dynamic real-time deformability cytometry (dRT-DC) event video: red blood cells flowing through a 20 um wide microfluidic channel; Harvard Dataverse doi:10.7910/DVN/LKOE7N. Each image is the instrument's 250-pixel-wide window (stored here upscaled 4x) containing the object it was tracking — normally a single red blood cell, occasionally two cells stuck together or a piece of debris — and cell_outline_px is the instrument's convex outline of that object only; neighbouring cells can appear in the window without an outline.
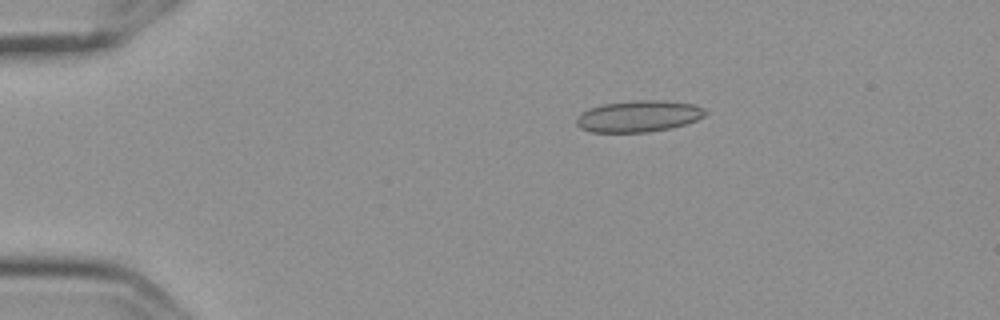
{"species": "Egyptian fruit bat (a non-hibernating species)", "species_latin": "Rousettus aegyptiacus", "temperature_condition": "cold", "stored_images_in_passage": 5, "camera_frame_rate_fps": 3000, "um_per_image_px": 0.085, "frame": {"image": 1, "passage_image": 2, "time_ms": 0.333, "image_size_px": [1000, 320], "cell_outline_px": [[708, 112], [704, 116], [696, 120], [672, 128], [648, 132], [592, 132], [580, 128], [576, 124], [576, 120], [580, 112], [588, 108], [604, 104], [636, 100], [660, 100], [692, 104], [704, 108]], "centroid_in_image_um": [54.26, 9.88], "position_along_channel_um": 30.7, "area_um2": 23.64}}
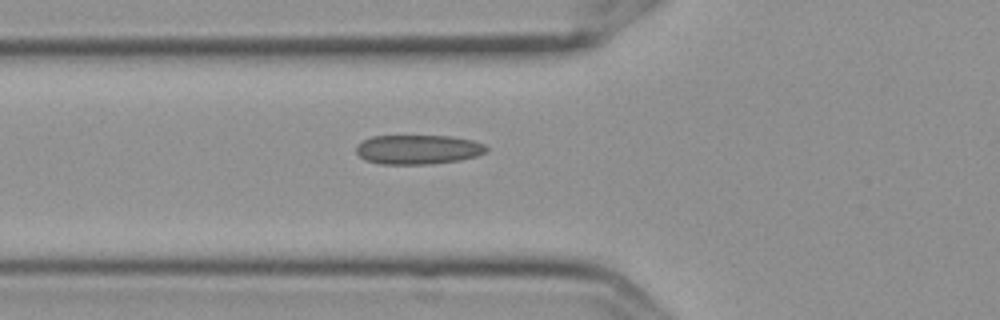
{"frame": {"image": 2, "passage_image": 5, "time_ms": 1.333, "image_size_px": [1000, 320], "cell_outline_px": [[488, 152], [476, 156], [460, 160], [432, 164], [380, 164], [364, 160], [356, 152], [356, 144], [372, 136], [452, 136], [472, 140], [484, 144], [488, 148]], "centroid_in_image_um": [35.54, 12.71], "position_along_channel_um": 90.3, "area_um2": 22.48}}